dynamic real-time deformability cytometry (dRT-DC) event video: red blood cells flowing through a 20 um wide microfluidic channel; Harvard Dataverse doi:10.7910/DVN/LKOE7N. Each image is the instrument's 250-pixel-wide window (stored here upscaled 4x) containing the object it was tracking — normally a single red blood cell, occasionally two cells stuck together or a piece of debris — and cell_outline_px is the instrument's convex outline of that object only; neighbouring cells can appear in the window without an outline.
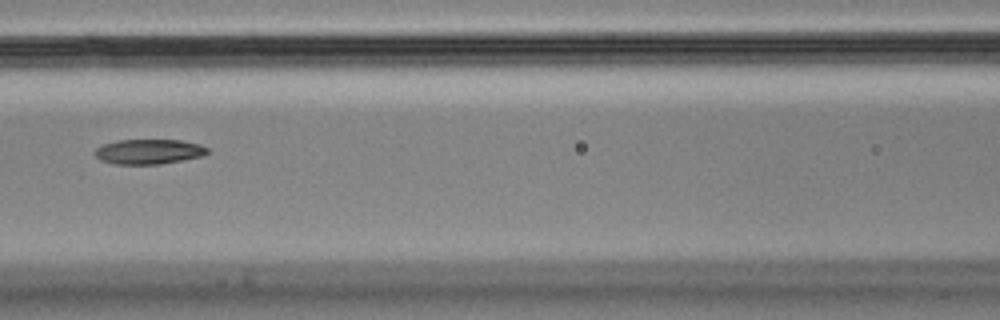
{"species": "Egyptian fruit bat (a non-hibernating species)", "species_latin": "Rousettus aegyptiacus", "temperature_condition": "cold", "stored_images_in_passage": 15, "camera_frame_rate_fps": 3000, "um_per_image_px": 0.085, "animal": {"sex": "male"}, "frame": {"image": 1, "passage_image": 7, "time_ms": 2.0, "image_size_px": [1000, 320], "cell_outline_px": [[208, 152], [204, 156], [160, 164], [112, 164], [100, 160], [92, 152], [96, 148], [104, 144], [116, 140], [180, 140], [200, 144], [208, 148]], "centroid_in_image_um": [12.63, 12.89], "position_along_channel_um": 154.0, "area_um2": 16.47}}
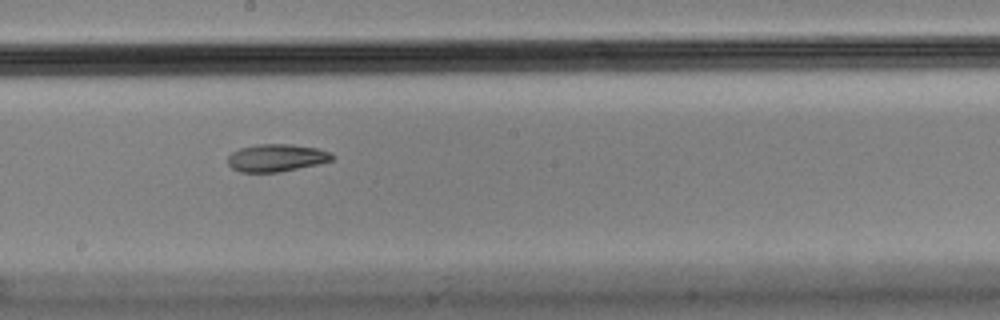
{"frame": {"image": 2, "passage_image": 9, "time_ms": 2.667, "image_size_px": [1000, 320], "cell_outline_px": [[336, 156], [332, 160], [320, 164], [280, 172], [240, 172], [232, 168], [228, 164], [228, 156], [232, 152], [240, 148], [256, 144], [292, 144], [316, 148], [332, 152]], "centroid_in_image_um": [23.53, 13.41], "position_along_channel_um": 224.7, "area_um2": 16.94}}